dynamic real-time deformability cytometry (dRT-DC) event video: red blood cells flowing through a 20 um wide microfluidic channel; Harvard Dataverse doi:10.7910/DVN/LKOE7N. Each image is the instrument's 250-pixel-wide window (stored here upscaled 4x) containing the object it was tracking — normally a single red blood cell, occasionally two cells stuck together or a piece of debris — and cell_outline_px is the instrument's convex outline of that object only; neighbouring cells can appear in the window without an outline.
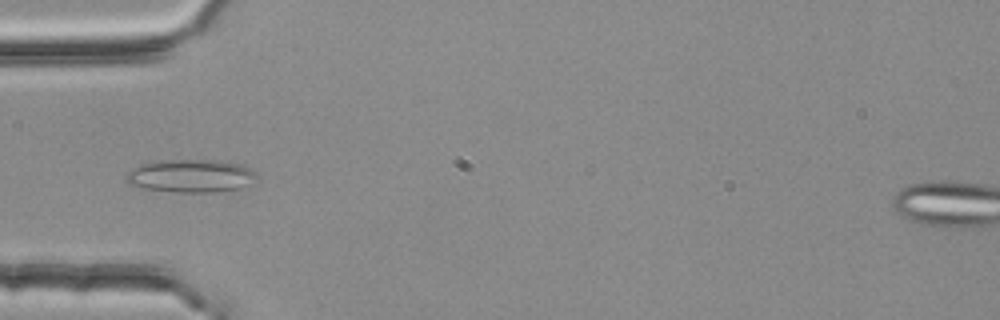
{"species": "common noctule bat (a hibernating species)", "species_latin": "Nyctalus noctula", "temperature_condition": "room temperature", "stored_images_in_passage": 4, "camera_frame_rate_fps": 3000, "um_per_image_px": 0.085, "animal": {"sex": "female", "body_mass_g": 25.1}, "frame": {"image": 1, "passage_image": 4, "time_ms": 1.0, "image_size_px": [1000, 320], "cell_outline_px": [[256, 176], [240, 188], [216, 192], [172, 192], [144, 188], [128, 184], [124, 176], [132, 168], [140, 164], [156, 160], [220, 160], [240, 164], [256, 172]], "centroid_in_image_um": [16.14, 14.94], "position_along_channel_um": 68.9, "area_um2": 25.09}}